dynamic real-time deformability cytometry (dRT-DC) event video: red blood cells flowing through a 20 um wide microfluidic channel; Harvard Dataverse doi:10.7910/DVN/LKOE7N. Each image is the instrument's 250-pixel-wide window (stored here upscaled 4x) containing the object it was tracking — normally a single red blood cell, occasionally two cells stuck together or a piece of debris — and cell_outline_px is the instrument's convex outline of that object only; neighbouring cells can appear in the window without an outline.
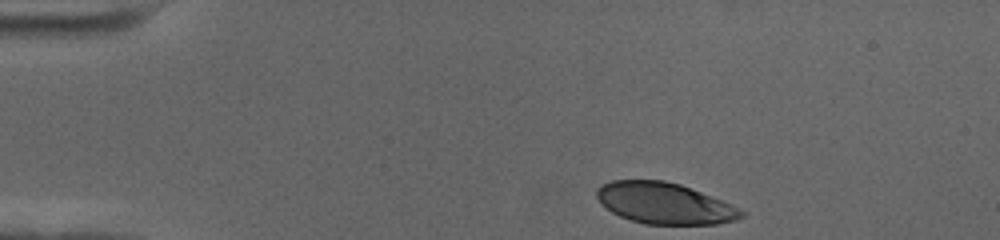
{"species": "human", "species_latin": "Homo sapiens", "temperature_condition": "cold", "stored_images_in_passage": 40, "camera_frame_rate_fps": 3000, "um_per_image_px": 0.085, "donor": {"sex": "female"}, "frame": {"image": 1, "passage_image": 1, "time_ms": 0.0, "image_size_px": [1000, 240], "cell_outline_px": [[744, 216], [736, 220], [716, 224], [644, 224], [620, 216], [612, 212], [600, 204], [596, 196], [596, 188], [600, 184], [612, 180], [664, 180], [680, 184], [732, 204], [740, 208], [744, 212]], "centroid_in_image_um": [56.46, 17.27], "position_along_channel_um": 28.5, "area_um2": 34.85}}
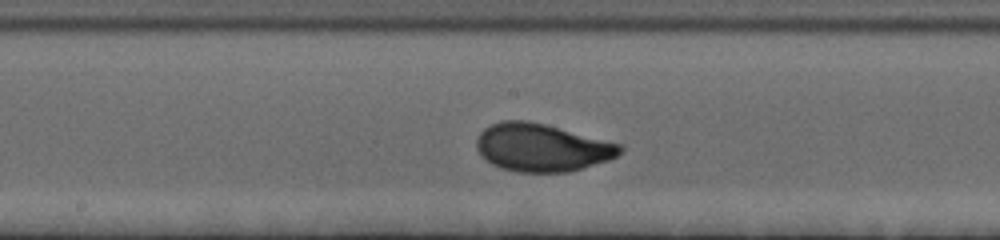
{"frame": {"image": 2, "passage_image": 22, "time_ms": 7.0, "image_size_px": [1000, 240], "cell_outline_px": [[624, 148], [616, 156], [608, 160], [568, 172], [516, 172], [500, 168], [492, 164], [480, 156], [476, 148], [476, 140], [480, 132], [484, 128], [500, 120], [528, 120], [624, 144]], "centroid_in_image_um": [46.03, 12.54], "position_along_channel_um": 202.2, "area_um2": 40.17}}
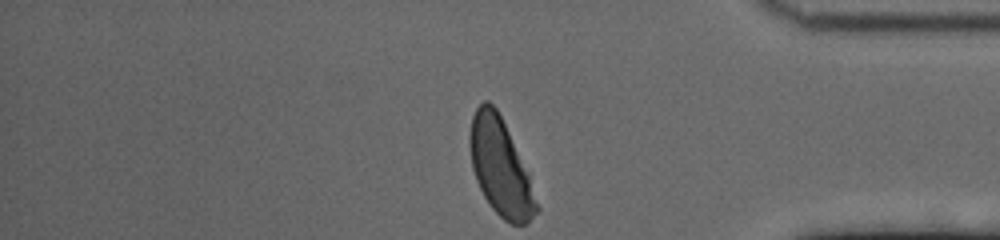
{"frame": {"image": 3, "passage_image": 40, "time_ms": 13.0, "image_size_px": [1000, 240], "cell_outline_px": [[540, 208], [524, 224], [512, 224], [504, 220], [492, 208], [484, 196], [476, 180], [472, 168], [468, 144], [468, 136], [472, 116], [476, 108], [484, 100], [488, 100], [496, 108], [528, 172]], "centroid_in_image_um": [42.51, 14.2], "position_along_channel_um": 392.7, "area_um2": 37.22}, "authors_computed_cell_mechanics": {"area_um2": 38.726, "velocity_mm_per_s": 3.4947, "shape_relaxation_time_tau1_ms": 3.0579, "shape_relaxation_time_tau2_ms": null, "deformation_change_tau1": 0.1478, "deformation_change_tau2": null}}